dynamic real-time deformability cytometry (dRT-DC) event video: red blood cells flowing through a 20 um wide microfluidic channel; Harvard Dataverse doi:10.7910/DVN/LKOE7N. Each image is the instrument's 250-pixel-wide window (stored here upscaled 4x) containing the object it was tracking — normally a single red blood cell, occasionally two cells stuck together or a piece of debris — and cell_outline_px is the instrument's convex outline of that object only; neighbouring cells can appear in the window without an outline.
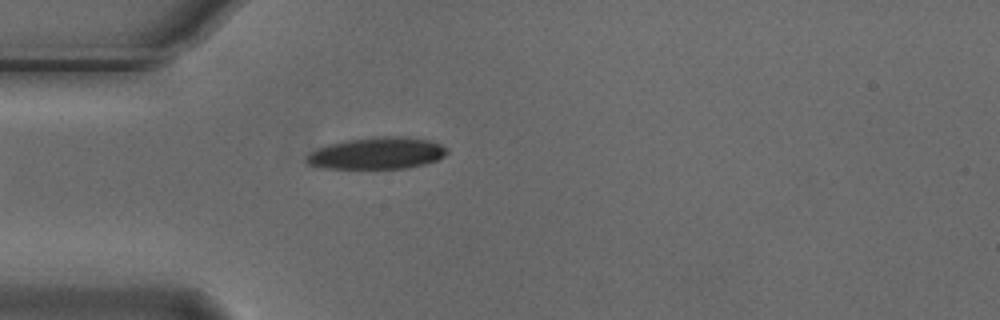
{"species": "Egyptian fruit bat (a non-hibernating species)", "species_latin": "Rousettus aegyptiacus", "temperature_condition": "cold", "stored_images_in_passage": 1, "camera_frame_rate_fps": 3000, "um_per_image_px": 0.085, "animal": {"sex": "male"}, "frame": {"image": 1, "passage_image": 1, "time_ms": 0.0, "image_size_px": [1000, 320], "cell_outline_px": [[448, 152], [444, 156], [436, 160], [424, 164], [408, 168], [328, 168], [308, 164], [308, 156], [316, 148], [328, 144], [344, 140], [372, 136], [404, 136], [428, 140], [440, 144], [448, 148]], "centroid_in_image_um": [32.08, 13.0], "position_along_channel_um": 52.9, "area_um2": 26.01}}